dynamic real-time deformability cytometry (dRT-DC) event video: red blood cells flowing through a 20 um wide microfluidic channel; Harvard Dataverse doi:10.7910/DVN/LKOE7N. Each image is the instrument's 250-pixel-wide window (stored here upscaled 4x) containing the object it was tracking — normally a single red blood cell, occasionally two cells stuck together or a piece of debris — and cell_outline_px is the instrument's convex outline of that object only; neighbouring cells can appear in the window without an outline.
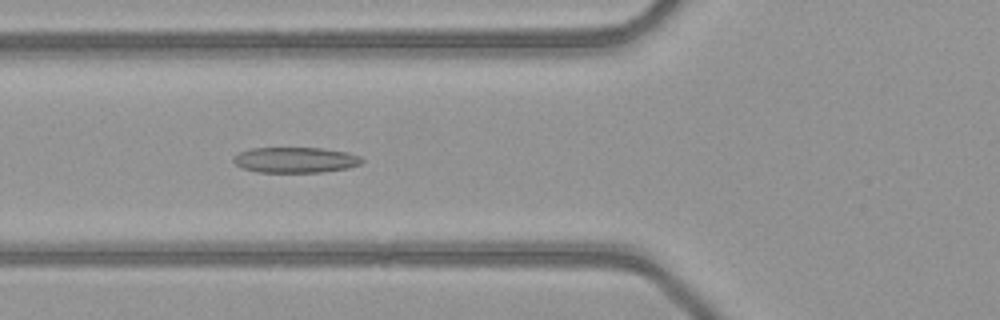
{"species": "common noctule bat (a hibernating species)", "species_latin": "Nyctalus noctula", "temperature_condition": "warm", "stored_images_in_passage": 50, "camera_frame_rate_fps": 3000, "um_per_image_px": 0.085, "animal": {"sex": "female", "body_mass_g": 21.9}, "frame": {"image": 1, "passage_image": 19, "time_ms": 6.0, "image_size_px": [1000, 320], "cell_outline_px": [[364, 160], [360, 164], [348, 168], [320, 172], [256, 172], [244, 168], [236, 164], [232, 160], [232, 156], [248, 148], [320, 148], [344, 152], [360, 156]], "centroid_in_image_um": [25.07, 13.59], "position_along_channel_um": 100.7, "area_um2": 19.07}}
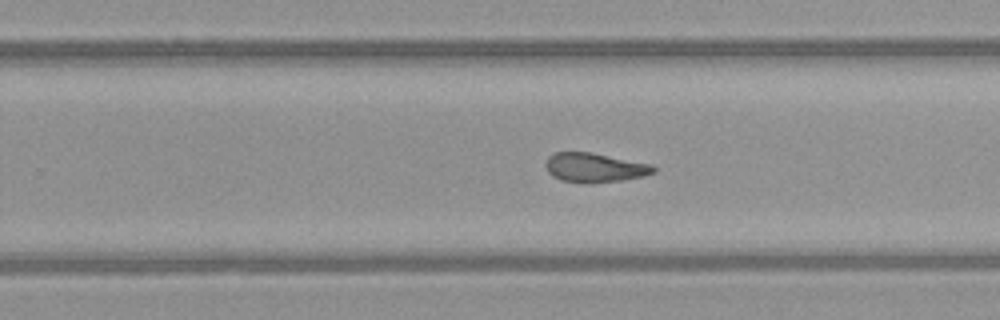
{"frame": {"image": 2, "passage_image": 32, "time_ms": 10.333, "image_size_px": [1000, 320], "cell_outline_px": [[656, 172], [644, 176], [620, 180], [560, 180], [552, 176], [548, 172], [544, 164], [548, 156], [552, 152], [592, 152], [652, 164], [656, 168]], "centroid_in_image_um": [50.54, 14.18], "position_along_channel_um": 279.3, "area_um2": 17.86}}
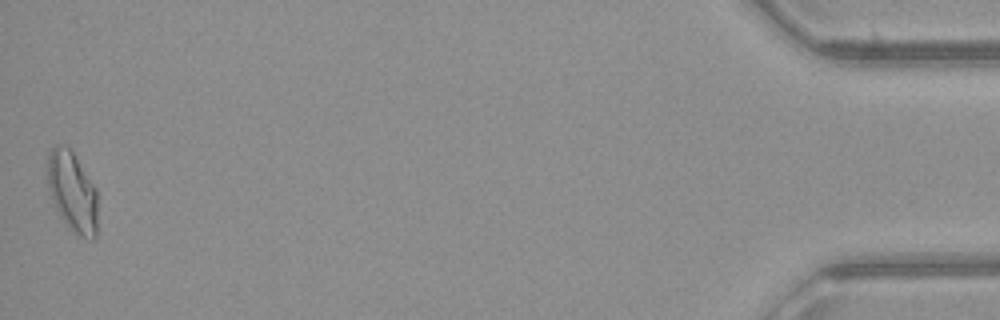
{"frame": {"image": 3, "passage_image": 50, "time_ms": 16.333, "image_size_px": [1000, 320], "cell_outline_px": [[96, 240], [92, 240], [80, 236], [68, 228], [60, 216], [56, 208], [48, 188], [48, 156], [52, 148], [56, 144], [68, 148], [72, 152], [96, 188]], "centroid_in_image_um": [6.15, 16.34], "position_along_channel_um": 429.1, "area_um2": 23.0}, "authors_computed_cell_mechanics": {"area_um2": 19.5364, "velocity_mm_per_s": 4.1069, "shape_relaxation_time_tau1_ms": null, "shape_relaxation_time_tau2_ms": 2.3587, "deformation_change_tau1": null, "deformation_change_tau2": 0.1056}}